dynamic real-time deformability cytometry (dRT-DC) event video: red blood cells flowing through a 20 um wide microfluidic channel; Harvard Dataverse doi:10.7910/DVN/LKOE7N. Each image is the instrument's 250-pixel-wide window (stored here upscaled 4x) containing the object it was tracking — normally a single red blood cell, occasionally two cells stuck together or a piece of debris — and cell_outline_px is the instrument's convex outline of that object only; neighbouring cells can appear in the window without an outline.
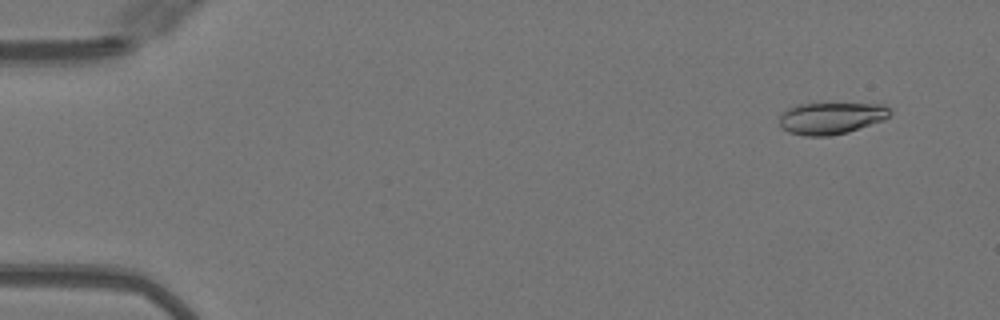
{"species": "Egyptian fruit bat (a non-hibernating species)", "species_latin": "Rousettus aegyptiacus", "temperature_condition": "warm", "stored_images_in_passage": 50, "camera_frame_rate_fps": 3000, "um_per_image_px": 0.085, "animal": {"sex": "female"}, "frame": {"image": 1, "passage_image": 4, "time_ms": 1.0, "image_size_px": [1000, 320], "cell_outline_px": [[892, 112], [884, 120], [848, 132], [828, 136], [804, 136], [788, 132], [780, 128], [780, 116], [788, 108], [796, 104], [884, 104]], "centroid_in_image_um": [70.63, 10.05], "position_along_channel_um": 14.4, "area_um2": 20.46}}
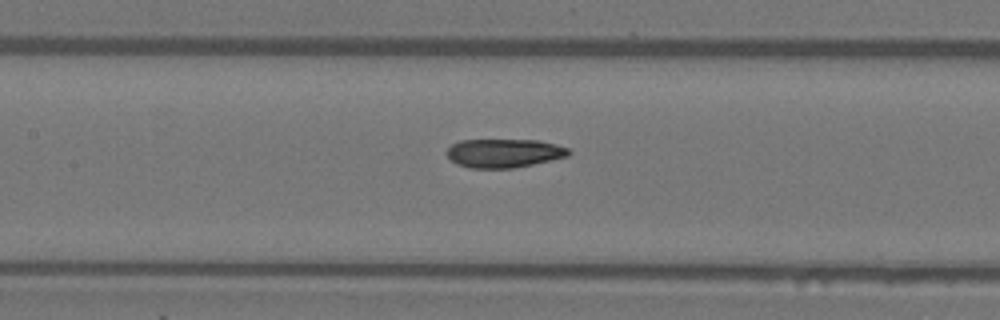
{"frame": {"image": 2, "passage_image": 24, "time_ms": 7.667, "image_size_px": [1000, 320], "cell_outline_px": [[572, 152], [568, 156], [532, 164], [512, 168], [468, 168], [456, 164], [444, 152], [452, 144], [460, 140], [536, 140], [556, 144], [568, 148]], "centroid_in_image_um": [42.81, 13.01], "position_along_channel_um": 164.6, "area_um2": 20.4}}
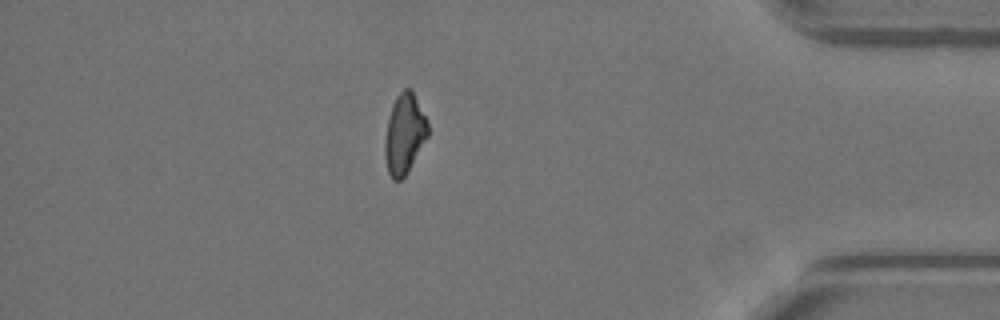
{"frame": {"image": 3, "passage_image": 44, "time_ms": 14.333, "image_size_px": [1000, 320], "cell_outline_px": [[428, 136], [404, 176], [400, 180], [392, 180], [388, 172], [384, 156], [384, 140], [388, 116], [392, 104], [396, 96], [404, 88], [412, 88], [428, 120]], "centroid_in_image_um": [34.36, 11.33], "position_along_channel_um": 400.8, "area_um2": 20.23}, "authors_computed_cell_mechanics": {"area_um2": 20.7213, "velocity_mm_per_s": 4.0874, "shape_relaxation_time_tau1_ms": 10.8794, "shape_relaxation_time_tau2_ms": 3.6589, "deformation_change_tau1": 0.2836, "deformation_change_tau2": 0.103}}